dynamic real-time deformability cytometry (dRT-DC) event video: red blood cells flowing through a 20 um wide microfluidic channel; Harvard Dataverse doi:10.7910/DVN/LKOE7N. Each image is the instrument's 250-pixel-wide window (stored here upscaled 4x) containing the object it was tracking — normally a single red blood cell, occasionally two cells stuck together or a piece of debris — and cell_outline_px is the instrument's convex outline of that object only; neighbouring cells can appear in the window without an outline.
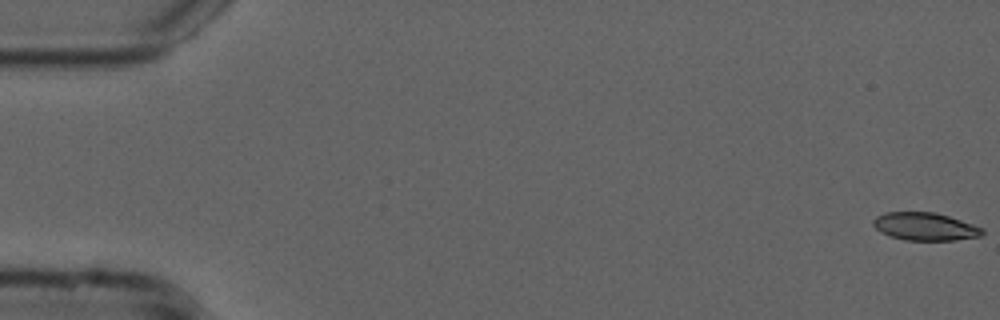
{"species": "common noctule bat (a hibernating species)", "species_latin": "Nyctalus noctula", "temperature_condition": "cold", "stored_images_in_passage": 55, "camera_frame_rate_fps": 3000, "um_per_image_px": 0.085, "animal": {"sex": "male", "forearm_length_mm": 52.5}, "frame": {"image": 1, "passage_image": 1, "time_ms": 0.0, "image_size_px": [1000, 320], "cell_outline_px": [[984, 232], [980, 236], [956, 240], [904, 240], [880, 232], [872, 224], [872, 220], [876, 216], [884, 212], [936, 212], [984, 228]], "centroid_in_image_um": [78.61, 19.25], "position_along_channel_um": 6.4, "area_um2": 17.69}}
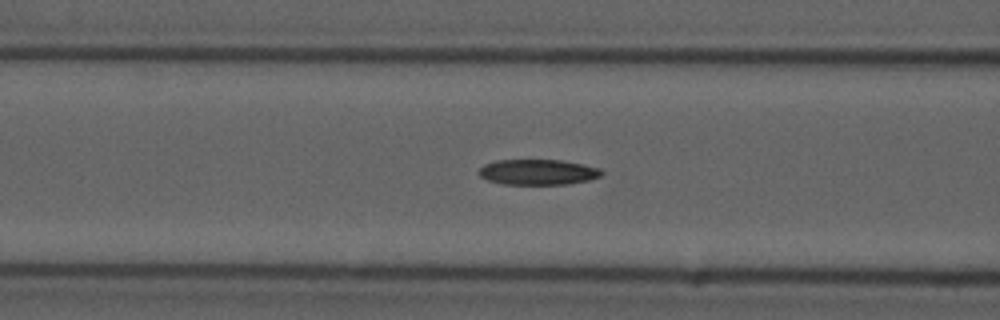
{"frame": {"image": 2, "passage_image": 22, "time_ms": 7.0, "image_size_px": [1000, 320], "cell_outline_px": [[604, 172], [600, 176], [592, 180], [568, 184], [504, 184], [488, 180], [480, 176], [480, 168], [484, 164], [496, 160], [560, 160], [584, 164], [600, 168]], "centroid_in_image_um": [45.77, 14.62], "position_along_channel_um": 120.8, "area_um2": 18.26}}
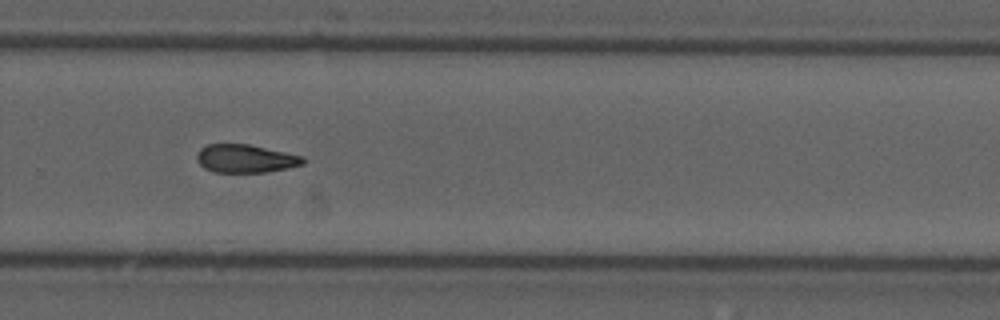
{"frame": {"image": 3, "passage_image": 37, "time_ms": 12.0, "image_size_px": [1000, 320], "cell_outline_px": [[304, 164], [288, 168], [268, 172], [212, 172], [204, 168], [196, 160], [196, 156], [200, 148], [208, 144], [248, 144], [304, 156]], "centroid_in_image_um": [20.86, 13.48], "position_along_channel_um": 308.9, "area_um2": 17.51}, "authors_computed_cell_mechanics": {"area_um2": 18.2648, "velocity_mm_per_s": 3.7754, "shape_relaxation_time_tau1_ms": null, "shape_relaxation_time_tau2_ms": 7.9816, "deformation_change_tau1": null, "deformation_change_tau2": 0.1529}}